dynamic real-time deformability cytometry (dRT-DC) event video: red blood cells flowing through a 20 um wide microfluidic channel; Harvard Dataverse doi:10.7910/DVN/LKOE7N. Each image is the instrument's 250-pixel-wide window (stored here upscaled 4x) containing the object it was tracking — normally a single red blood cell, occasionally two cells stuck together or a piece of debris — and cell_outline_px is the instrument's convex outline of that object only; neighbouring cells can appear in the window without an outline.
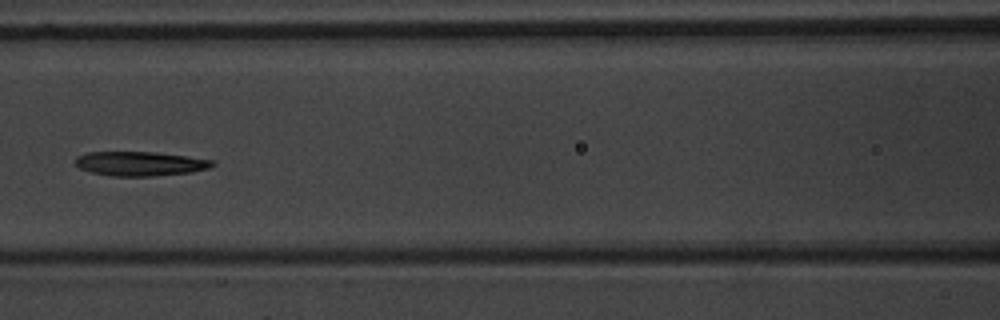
{"species": "common noctule bat (a hibernating species)", "species_latin": "Nyctalus noctula", "temperature_condition": "warm", "stored_images_in_passage": 8, "camera_frame_rate_fps": 3000, "um_per_image_px": 0.085, "animal": {"sex": "male", "body_mass_g": 20.1, "forearm_length_mm": 53.5}, "frame": {"image": 1, "passage_image": 7, "time_ms": 7.333, "image_size_px": [1000, 320], "cell_outline_px": [[216, 164], [208, 168], [192, 172], [152, 176], [112, 176], [92, 172], [80, 168], [76, 164], [76, 156], [88, 152], [156, 152], [188, 156], [216, 160]], "centroid_in_image_um": [11.96, 13.9], "position_along_channel_um": 154.6, "area_um2": 19.48}}
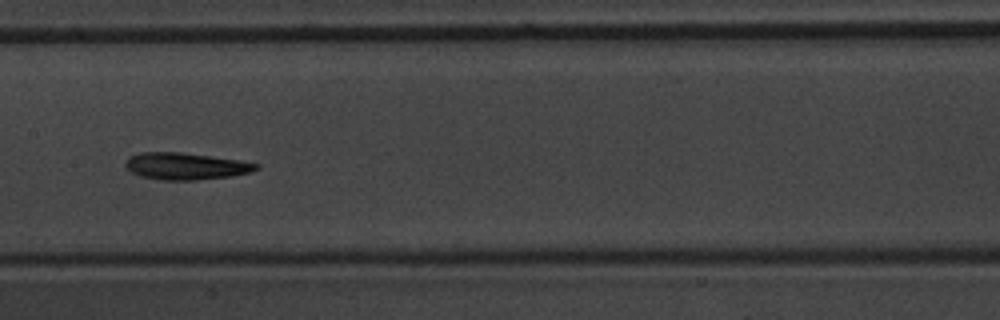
{"frame": {"image": 2, "passage_image": 8, "time_ms": 8.333, "image_size_px": [1000, 320], "cell_outline_px": [[260, 168], [252, 172], [232, 176], [196, 180], [164, 180], [140, 176], [132, 172], [124, 164], [128, 156], [140, 152], [180, 152], [240, 160], [260, 164]], "centroid_in_image_um": [15.81, 14.12], "position_along_channel_um": 191.6, "area_um2": 20.58}}